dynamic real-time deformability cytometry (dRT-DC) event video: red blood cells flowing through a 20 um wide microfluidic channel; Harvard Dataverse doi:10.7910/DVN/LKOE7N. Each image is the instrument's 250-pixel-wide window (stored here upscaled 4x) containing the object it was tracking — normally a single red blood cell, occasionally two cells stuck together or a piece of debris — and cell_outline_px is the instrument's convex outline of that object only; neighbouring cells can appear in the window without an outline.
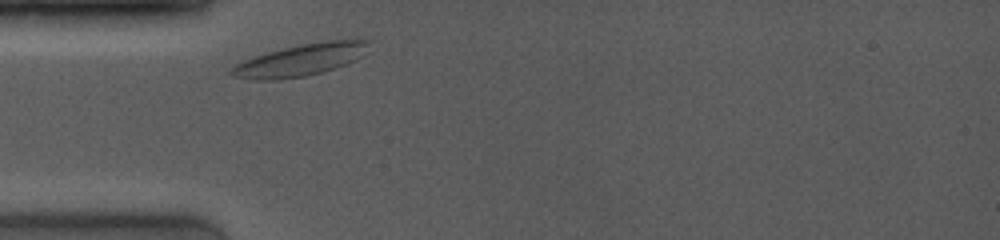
{"species": "common noctule bat (a hibernating species)", "species_latin": "Nyctalus noctula", "temperature_condition": "room temperature", "stored_images_in_passage": 1, "camera_frame_rate_fps": 4000, "um_per_image_px": 0.085, "animal": {"sex": "female", "body_mass_g": 19.0, "forearm_length_mm": 53.3}, "frame": {"image": 1, "passage_image": 1, "time_ms": 0.0, "image_size_px": [1000, 240], "cell_outline_px": [[376, 40], [356, 60], [320, 72], [304, 76], [276, 80], [252, 80], [232, 76], [228, 72], [236, 64], [244, 60], [268, 52], [284, 48], [324, 40], [356, 36]], "centroid_in_image_um": [25.67, 5.04], "position_along_channel_um": 59.3, "area_um2": 26.01}}